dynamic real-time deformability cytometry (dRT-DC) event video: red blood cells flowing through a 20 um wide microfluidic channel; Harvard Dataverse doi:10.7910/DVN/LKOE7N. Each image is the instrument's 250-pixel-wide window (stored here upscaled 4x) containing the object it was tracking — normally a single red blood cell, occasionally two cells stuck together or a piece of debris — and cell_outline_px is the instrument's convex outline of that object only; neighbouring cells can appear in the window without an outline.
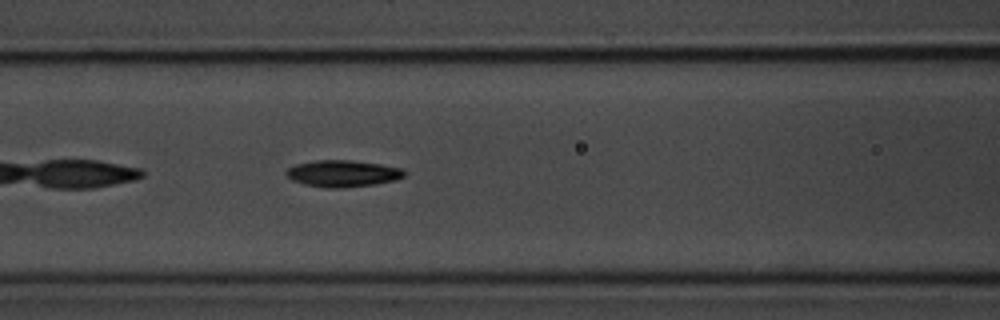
{"species": "common noctule bat (a hibernating species)", "species_latin": "Nyctalus noctula", "temperature_condition": "room temperature", "stored_images_in_passage": 39, "camera_frame_rate_fps": 3000, "um_per_image_px": 0.085, "animal": {"sex": "male", "body_mass_g": 20.1, "forearm_length_mm": 53.5}, "frame": {"image": 1, "passage_image": 6, "time_ms": 1.667, "image_size_px": [1000, 320], "cell_outline_px": [[408, 172], [404, 176], [396, 180], [376, 184], [340, 188], [324, 188], [304, 184], [292, 180], [284, 172], [288, 168], [296, 164], [316, 160], [352, 160], [380, 164], [404, 168]], "centroid_in_image_um": [29.17, 14.75], "position_along_channel_um": 137.4, "area_um2": 18.55}}
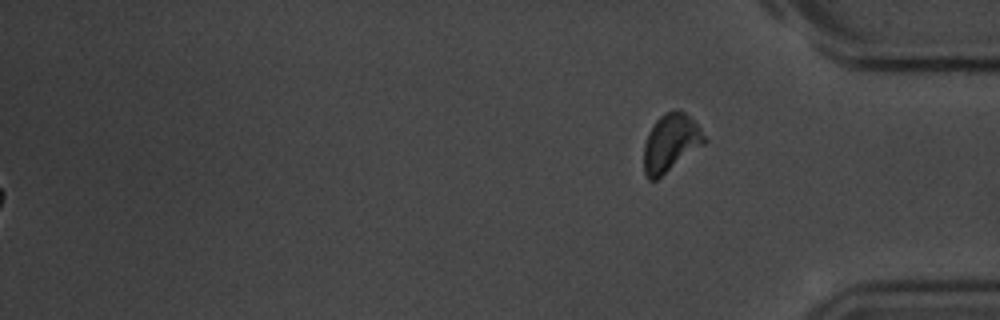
{"frame": {"image": 2, "passage_image": 39, "time_ms": 12.667, "image_size_px": [1000, 320], "cell_outline_px": [[708, 140], [704, 144], [656, 180], [648, 180], [644, 172], [644, 144], [648, 132], [656, 120], [664, 112], [676, 108], [680, 108], [700, 128]], "centroid_in_image_um": [57.0, 12.12], "position_along_channel_um": 378.2, "area_um2": 20.35}}